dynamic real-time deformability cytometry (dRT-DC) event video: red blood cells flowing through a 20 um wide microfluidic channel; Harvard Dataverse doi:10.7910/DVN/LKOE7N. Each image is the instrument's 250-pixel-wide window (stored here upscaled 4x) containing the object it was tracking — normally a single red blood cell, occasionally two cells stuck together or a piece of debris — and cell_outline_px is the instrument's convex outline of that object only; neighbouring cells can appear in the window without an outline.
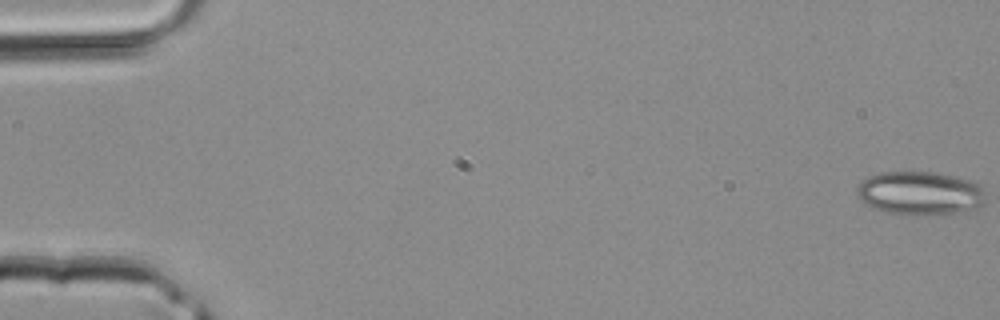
{"species": "common noctule bat (a hibernating species)", "species_latin": "Nyctalus noctula", "temperature_condition": "room temperature", "stored_images_in_passage": 43, "camera_frame_rate_fps": 3000, "um_per_image_px": 0.085, "animal": {"sex": "male", "body_mass_g": 20.4}, "frame": {"image": 1, "passage_image": 1, "time_ms": 0.0, "image_size_px": [1000, 320], "cell_outline_px": [[984, 204], [976, 208], [952, 212], [908, 216], [888, 212], [876, 208], [868, 204], [856, 192], [856, 188], [868, 176], [884, 172], [936, 172], [972, 180], [984, 188]], "centroid_in_image_um": [78.24, 16.4], "position_along_channel_um": 6.8, "area_um2": 32.31}}
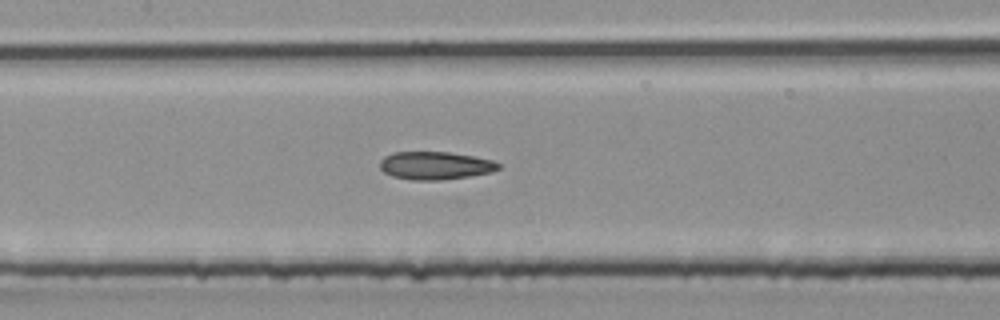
{"frame": {"image": 2, "passage_image": 21, "time_ms": 6.667, "image_size_px": [1000, 320], "cell_outline_px": [[500, 168], [492, 172], [468, 176], [440, 180], [412, 180], [392, 176], [384, 172], [380, 168], [380, 160], [384, 156], [396, 152], [448, 152], [472, 156], [492, 160], [500, 164]], "centroid_in_image_um": [36.98, 14.07], "position_along_channel_um": 170.4, "area_um2": 19.19}}
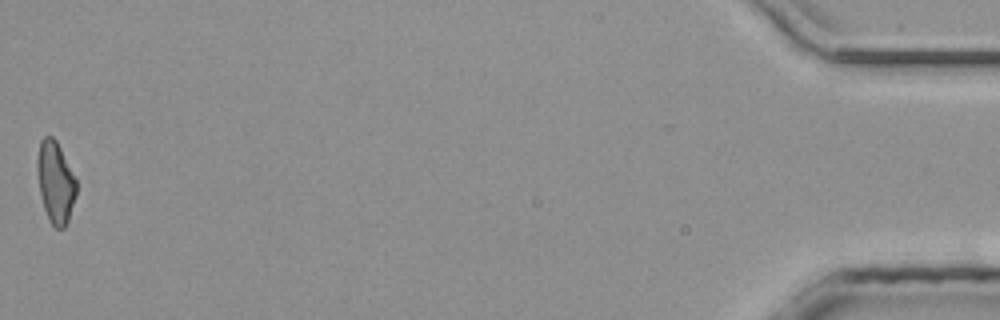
{"frame": {"image": 3, "passage_image": 43, "time_ms": 14.0, "image_size_px": [1000, 320], "cell_outline_px": [[76, 196], [68, 220], [64, 228], [56, 228], [48, 220], [44, 208], [40, 192], [36, 164], [36, 160], [40, 140], [44, 136], [52, 136], [56, 140], [76, 180]], "centroid_in_image_um": [4.7, 15.48], "position_along_channel_um": 430.5, "area_um2": 18.44}}